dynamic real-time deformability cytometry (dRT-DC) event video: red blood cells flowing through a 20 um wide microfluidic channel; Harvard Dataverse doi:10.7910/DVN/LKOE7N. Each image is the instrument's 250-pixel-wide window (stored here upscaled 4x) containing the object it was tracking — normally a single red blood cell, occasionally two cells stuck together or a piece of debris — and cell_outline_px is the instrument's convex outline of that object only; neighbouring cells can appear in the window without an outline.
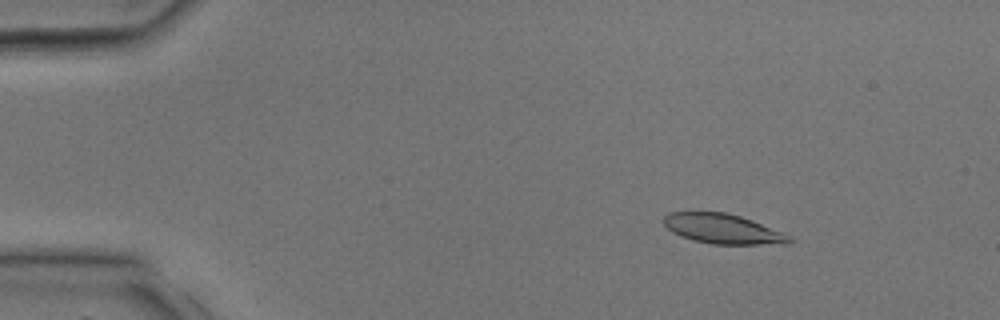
{"species": "common noctule bat (a hibernating species)", "species_latin": "Nyctalus noctula", "temperature_condition": "room temperature", "stored_images_in_passage": 30, "camera_frame_rate_fps": 3000, "um_per_image_px": 0.085, "animal": {"sex": "male", "body_mass_g": 17.9, "forearm_length_mm": 54.2}, "frame": {"image": 1, "passage_image": 1, "time_ms": 0.0, "image_size_px": [1000, 320], "cell_outline_px": [[792, 240], [788, 244], [712, 244], [680, 236], [672, 232], [664, 224], [664, 216], [668, 212], [724, 212], [740, 216], [752, 220], [792, 236]], "centroid_in_image_um": [61.45, 19.45], "position_along_channel_um": 23.5, "area_um2": 21.68}}
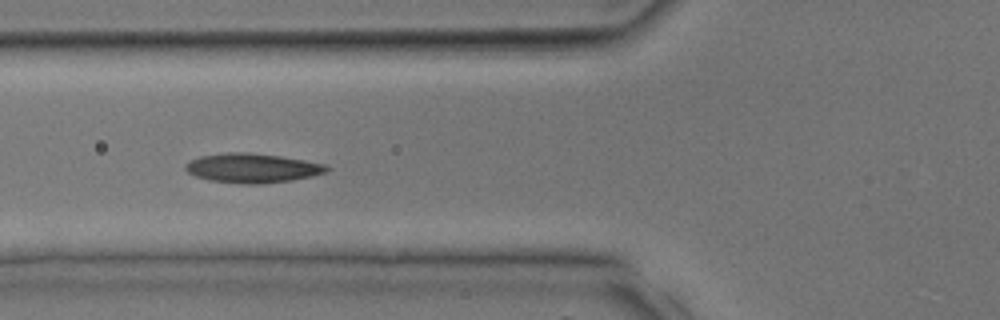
{"frame": {"image": 2, "passage_image": 9, "time_ms": 2.667, "image_size_px": [1000, 320], "cell_outline_px": [[332, 168], [324, 172], [312, 176], [292, 180], [260, 184], [240, 184], [208, 180], [196, 176], [188, 172], [184, 168], [184, 164], [200, 156], [224, 152], [248, 152], [280, 156], [304, 160], [324, 164]], "centroid_in_image_um": [21.42, 14.28], "position_along_channel_um": 104.4, "area_um2": 24.22}}
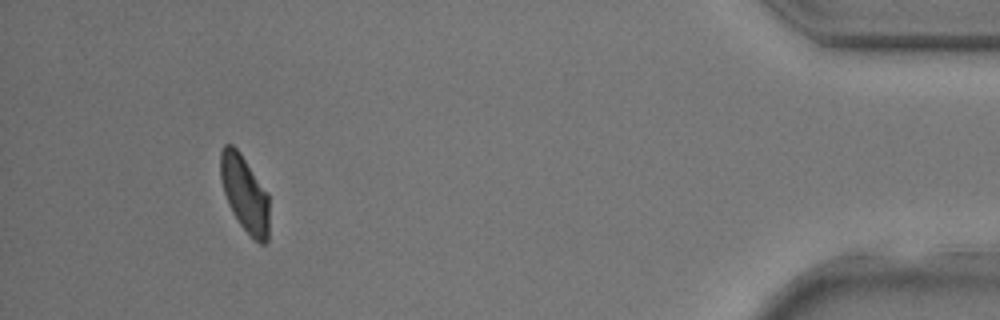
{"frame": {"image": 3, "passage_image": 27, "time_ms": 8.667, "image_size_px": [1000, 320], "cell_outline_px": [[268, 240], [264, 244], [260, 244], [240, 224], [232, 212], [228, 204], [220, 180], [220, 152], [224, 144], [232, 144], [240, 152], [268, 192]], "centroid_in_image_um": [20.79, 16.42], "position_along_channel_um": 414.4, "area_um2": 21.62}}